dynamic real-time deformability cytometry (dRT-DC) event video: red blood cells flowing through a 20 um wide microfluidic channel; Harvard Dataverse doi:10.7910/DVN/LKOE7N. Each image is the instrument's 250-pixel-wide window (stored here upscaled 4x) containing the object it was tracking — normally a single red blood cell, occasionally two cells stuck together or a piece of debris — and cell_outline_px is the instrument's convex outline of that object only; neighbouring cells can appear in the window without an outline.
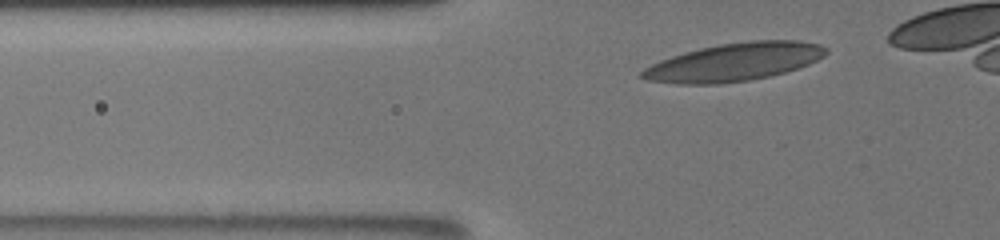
{"species": "human", "species_latin": "Homo sapiens", "temperature_condition": "room temperature", "stored_images_in_passage": 33, "camera_frame_rate_fps": 3000, "um_per_image_px": 0.085, "donor": {"sex": "male"}, "frame": {"image": 1, "passage_image": 3, "time_ms": 0.667, "image_size_px": [1000, 240], "cell_outline_px": [[828, 52], [824, 56], [808, 64], [784, 72], [768, 76], [748, 80], [716, 84], [676, 84], [648, 80], [640, 76], [640, 72], [644, 68], [660, 60], [684, 52], [700, 48], [720, 44], [752, 40], [800, 40], [820, 44], [828, 48]], "centroid_in_image_um": [62.41, 5.26], "position_along_channel_um": 63.4, "area_um2": 40.58}}
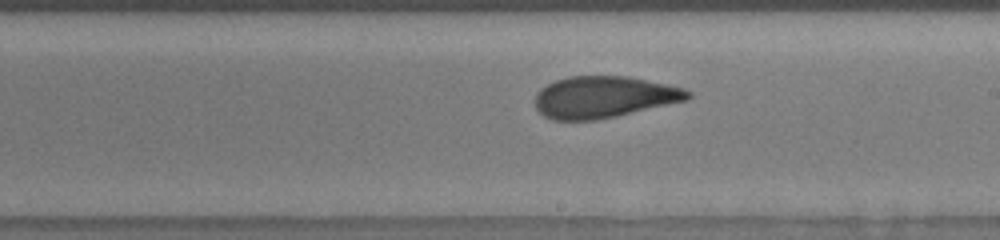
{"frame": {"image": 2, "passage_image": 18, "time_ms": 5.667, "image_size_px": [1000, 240], "cell_outline_px": [[692, 96], [688, 100], [616, 116], [596, 120], [552, 120], [544, 116], [536, 108], [536, 92], [540, 88], [556, 80], [568, 76], [628, 76], [684, 88], [692, 92]], "centroid_in_image_um": [51.33, 8.25], "position_along_channel_um": 237.7, "area_um2": 37.11}}
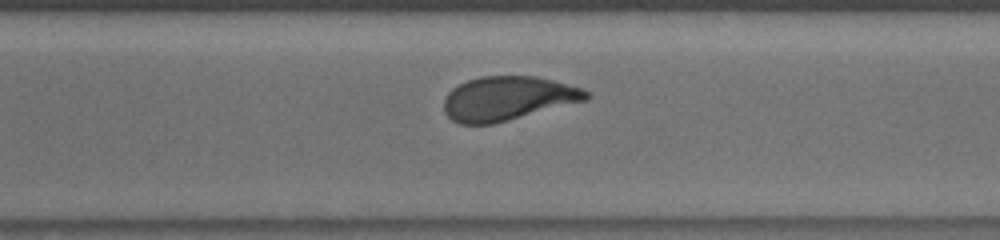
{"frame": {"image": 3, "passage_image": 25, "time_ms": 8.0, "image_size_px": [1000, 240], "cell_outline_px": [[592, 96], [588, 100], [492, 124], [460, 124], [452, 120], [444, 112], [444, 100], [448, 92], [452, 88], [468, 80], [480, 76], [536, 76], [584, 88]], "centroid_in_image_um": [43.18, 8.36], "position_along_channel_um": 327.4, "area_um2": 36.59}}